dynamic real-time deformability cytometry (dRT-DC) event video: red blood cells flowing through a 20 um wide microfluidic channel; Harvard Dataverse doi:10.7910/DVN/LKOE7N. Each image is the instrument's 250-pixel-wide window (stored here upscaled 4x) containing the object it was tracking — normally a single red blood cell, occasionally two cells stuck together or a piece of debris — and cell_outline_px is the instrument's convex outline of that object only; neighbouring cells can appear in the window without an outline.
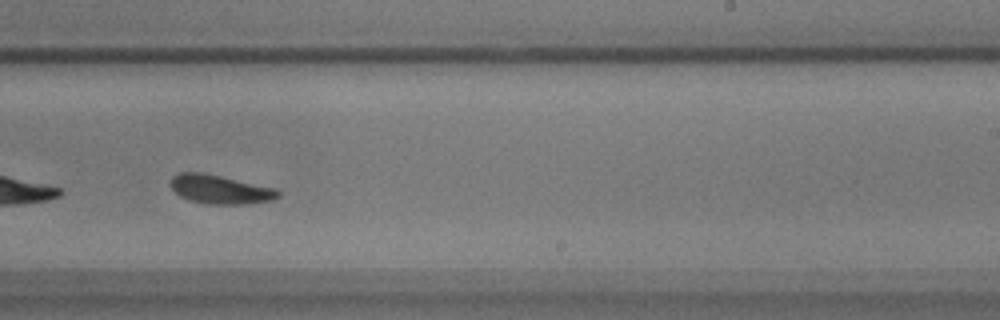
{"species": "common noctule bat (a hibernating species)", "species_latin": "Nyctalus noctula", "temperature_condition": "warm", "stored_images_in_passage": 56, "camera_frame_rate_fps": 3000, "um_per_image_px": 0.085, "animal": {"sex": "male", "body_mass_g": 17.9}, "frame": {"image": 1, "passage_image": 32, "time_ms": 10.333, "image_size_px": [1000, 320], "cell_outline_px": [[280, 196], [272, 200], [248, 204], [208, 204], [188, 200], [180, 196], [172, 188], [172, 176], [180, 172], [204, 172], [276, 188], [280, 192]], "centroid_in_image_um": [18.74, 16.1], "position_along_channel_um": 270.3, "area_um2": 18.15}}
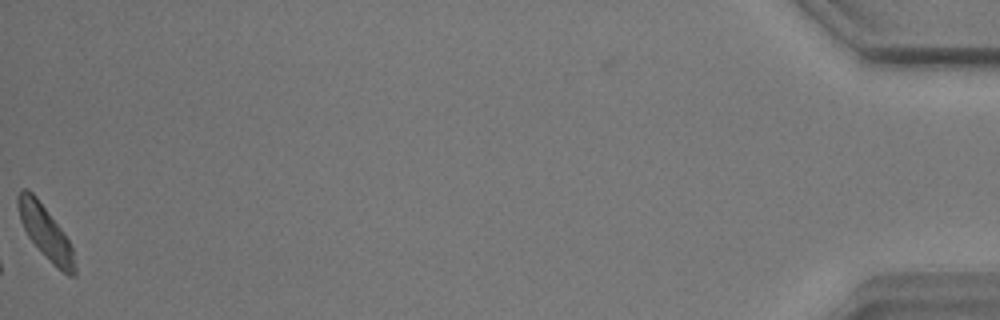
{"frame": {"image": 2, "passage_image": 55, "time_ms": 18.0, "image_size_px": [1000, 320], "cell_outline_px": [[76, 276], [68, 276], [28, 236], [20, 220], [16, 204], [16, 196], [24, 188], [32, 192], [36, 196], [60, 228], [68, 240], [72, 248], [76, 268]], "centroid_in_image_um": [3.85, 19.68], "position_along_channel_um": 431.4, "area_um2": 16.76}, "authors_computed_cell_mechanics": {"area_um2": 18.1781, "velocity_mm_per_s": 3.4161, "shape_relaxation_time_tau1_ms": 3.3474, "shape_relaxation_time_tau2_ms": null, "deformation_change_tau1": 0.1332, "deformation_change_tau2": null}}